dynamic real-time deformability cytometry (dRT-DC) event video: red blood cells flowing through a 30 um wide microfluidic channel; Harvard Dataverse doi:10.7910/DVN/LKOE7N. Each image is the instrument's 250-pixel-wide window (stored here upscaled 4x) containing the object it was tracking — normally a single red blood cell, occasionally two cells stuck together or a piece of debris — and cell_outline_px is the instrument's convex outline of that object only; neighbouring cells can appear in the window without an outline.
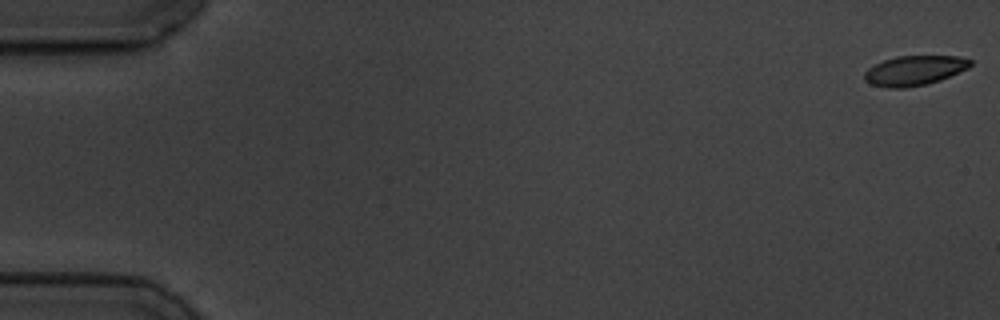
{"species": "common noctule bat (a hibernating species)", "species_latin": "Nyctalus noctula", "temperature_condition": "cold", "stored_images_in_passage": 14, "camera_frame_rate_fps": 3000, "um_per_image_px": 0.085, "animal": {"sex": "male", "body_mass_g": 19.5, "forearm_length_mm": 54.6}, "frame": {"image": 1, "passage_image": 1, "time_ms": 0.0, "image_size_px": [1000, 320], "cell_outline_px": [[972, 64], [968, 68], [940, 80], [928, 84], [904, 88], [888, 88], [872, 84], [864, 80], [864, 72], [868, 68], [884, 60], [896, 56], [960, 56], [972, 60]], "centroid_in_image_um": [77.73, 5.99], "position_along_channel_um": 7.3, "area_um2": 18.38}}